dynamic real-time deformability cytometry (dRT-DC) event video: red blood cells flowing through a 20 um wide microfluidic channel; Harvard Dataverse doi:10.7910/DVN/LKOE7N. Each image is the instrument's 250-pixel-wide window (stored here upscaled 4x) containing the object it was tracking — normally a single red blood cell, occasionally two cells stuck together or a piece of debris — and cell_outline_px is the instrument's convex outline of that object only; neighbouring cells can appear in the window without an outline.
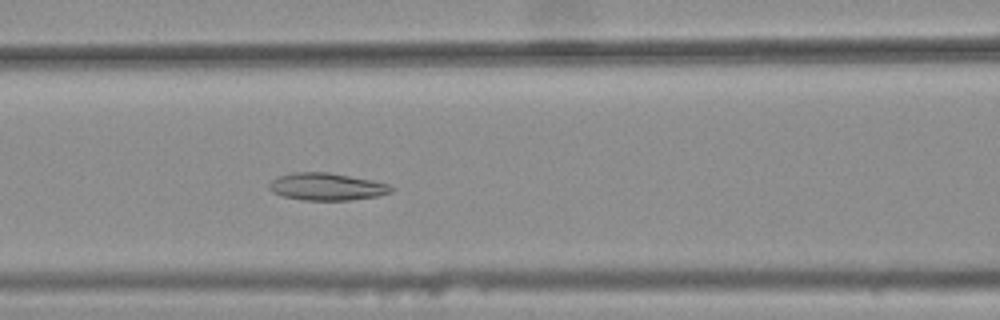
{"species": "common noctule bat (a hibernating species)", "species_latin": "Nyctalus noctula", "temperature_condition": "warm", "stored_images_in_passage": 45, "camera_frame_rate_fps": 3000, "um_per_image_px": 0.085, "animal": {"sex": "female", "body_mass_g": 25.1}, "frame": {"image": 1, "passage_image": 23, "time_ms": 7.333, "image_size_px": [1000, 320], "cell_outline_px": [[396, 188], [392, 192], [380, 196], [348, 200], [304, 200], [284, 196], [272, 192], [268, 188], [268, 184], [272, 180], [280, 176], [292, 172], [328, 172], [372, 180], [388, 184]], "centroid_in_image_um": [27.8, 15.87], "position_along_channel_um": 138.8, "area_um2": 19.48}}
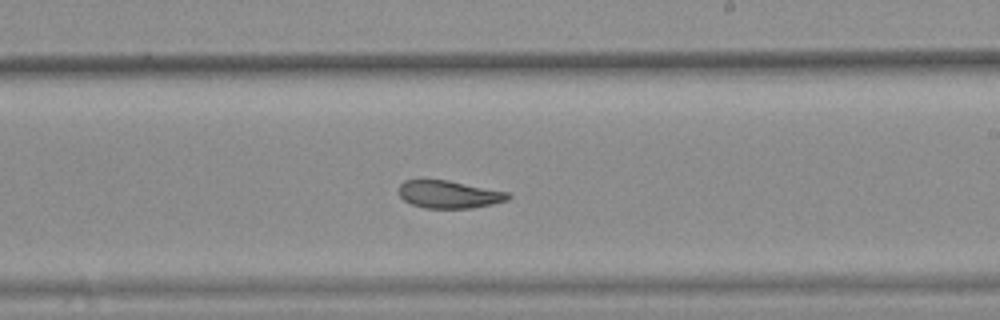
{"frame": {"image": 2, "passage_image": 32, "time_ms": 10.333, "image_size_px": [1000, 320], "cell_outline_px": [[512, 196], [508, 200], [492, 204], [472, 208], [424, 208], [412, 204], [404, 200], [396, 192], [396, 188], [404, 180], [448, 180], [508, 192]], "centroid_in_image_um": [38.13, 16.52], "position_along_channel_um": 250.9, "area_um2": 17.74}}
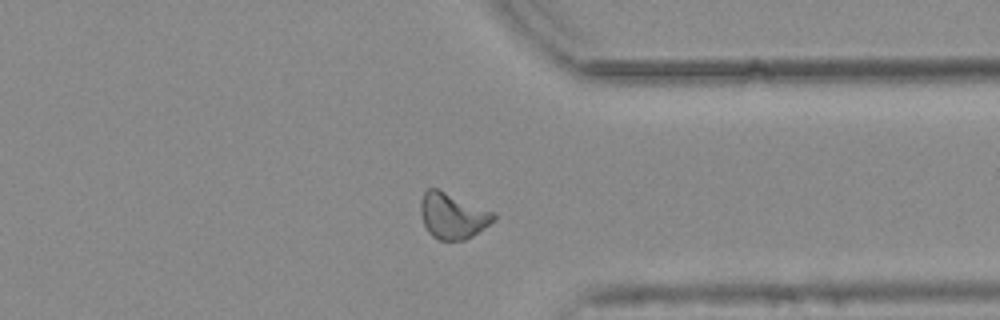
{"frame": {"image": 3, "passage_image": 42, "time_ms": 13.667, "image_size_px": [1000, 320], "cell_outline_px": [[496, 220], [472, 236], [464, 240], [440, 240], [432, 236], [428, 232], [424, 224], [420, 212], [420, 200], [424, 192], [428, 188], [436, 188], [496, 212]], "centroid_in_image_um": [38.49, 18.34], "position_along_channel_um": 372.9, "area_um2": 19.59}, "authors_computed_cell_mechanics": {"area_um2": 19.4786, "velocity_mm_per_s": 3.7488, "shape_relaxation_time_tau1_ms": null, "shape_relaxation_time_tau2_ms": 3.2599, "deformation_change_tau1": null, "deformation_change_tau2": 0.0867}}